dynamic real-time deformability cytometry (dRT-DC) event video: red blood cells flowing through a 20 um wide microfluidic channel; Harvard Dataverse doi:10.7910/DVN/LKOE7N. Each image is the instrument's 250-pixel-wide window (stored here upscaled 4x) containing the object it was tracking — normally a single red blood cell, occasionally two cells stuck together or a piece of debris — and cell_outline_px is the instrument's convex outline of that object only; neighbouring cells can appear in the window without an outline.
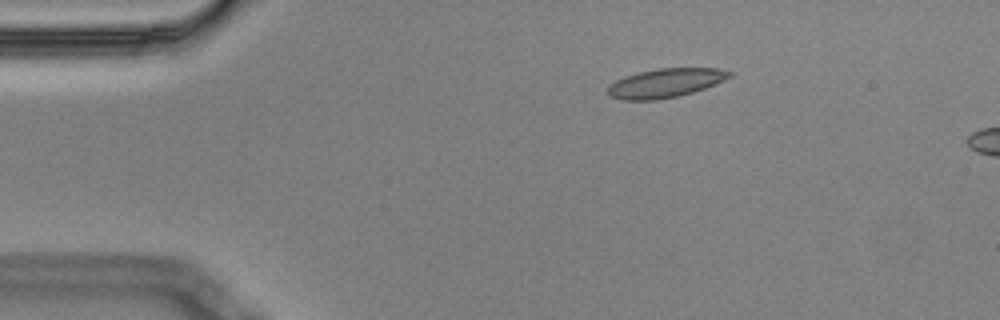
{"species": "Egyptian fruit bat (a non-hibernating species)", "species_latin": "Rousettus aegyptiacus", "temperature_condition": "cold", "stored_images_in_passage": 5, "camera_frame_rate_fps": 3000, "um_per_image_px": 0.085, "animal": {"sex": "male"}, "frame": {"image": 1, "passage_image": 2, "time_ms": 0.333, "image_size_px": [1000, 320], "cell_outline_px": [[732, 76], [724, 80], [704, 88], [680, 96], [656, 100], [620, 100], [608, 96], [608, 88], [616, 80], [624, 76], [656, 68], [720, 68], [732, 72]], "centroid_in_image_um": [56.55, 7.06], "position_along_channel_um": 28.4, "area_um2": 20.58}}
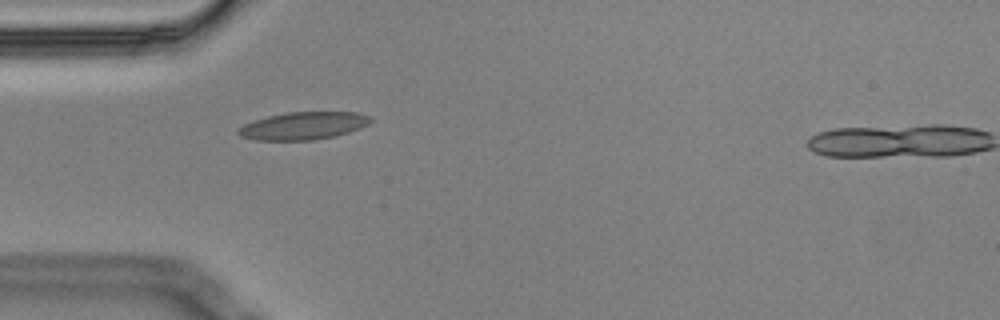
{"frame": {"image": 2, "passage_image": 4, "time_ms": 1.0, "image_size_px": [1000, 320], "cell_outline_px": [[372, 120], [368, 124], [360, 128], [336, 136], [312, 140], [256, 140], [240, 136], [236, 132], [236, 128], [244, 124], [268, 116], [288, 112], [356, 112], [372, 116]], "centroid_in_image_um": [25.78, 10.69], "position_along_channel_um": 59.2, "area_um2": 21.33}}